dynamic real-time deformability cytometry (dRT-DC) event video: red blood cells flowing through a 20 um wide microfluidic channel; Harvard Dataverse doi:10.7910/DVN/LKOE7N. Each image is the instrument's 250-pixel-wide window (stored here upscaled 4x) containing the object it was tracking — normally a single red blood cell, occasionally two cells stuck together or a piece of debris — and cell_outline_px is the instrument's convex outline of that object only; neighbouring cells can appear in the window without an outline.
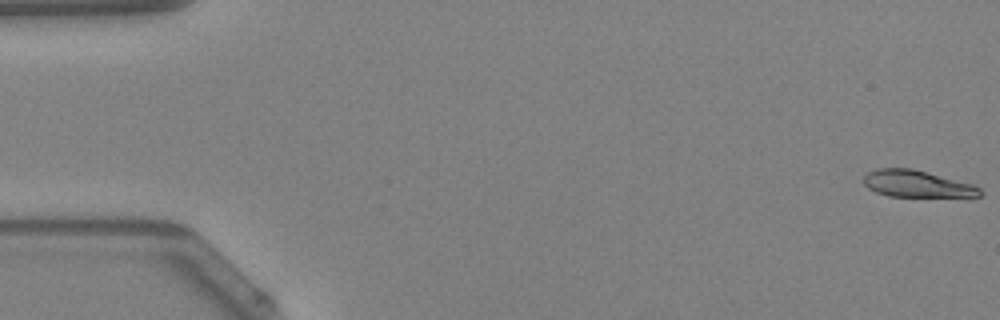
{"species": "Egyptian fruit bat (a non-hibernating species)", "species_latin": "Rousettus aegyptiacus", "temperature_condition": "warm", "stored_images_in_passage": 49, "camera_frame_rate_fps": 3000, "um_per_image_px": 0.085, "animal": {"sex": "female"}, "frame": {"image": 1, "passage_image": 1, "time_ms": 0.0, "image_size_px": [1000, 320], "cell_outline_px": [[980, 196], [888, 196], [876, 192], [868, 188], [864, 184], [864, 176], [868, 172], [876, 168], [912, 168], [972, 184], [980, 188]], "centroid_in_image_um": [77.88, 15.61], "position_along_channel_um": 7.1, "area_um2": 17.86}}
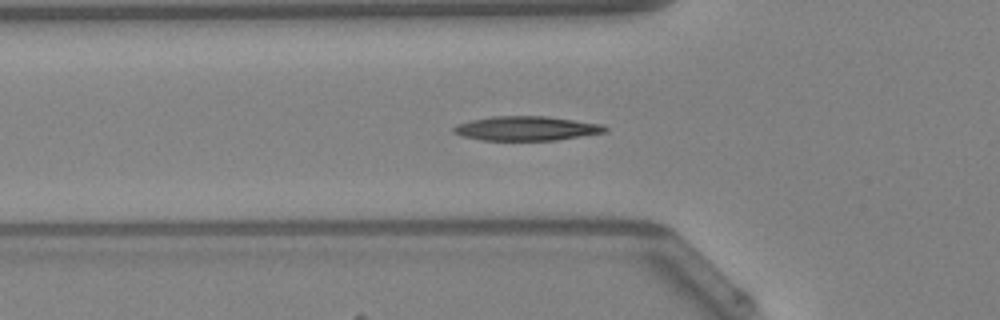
{"frame": {"image": 2, "passage_image": 17, "time_ms": 5.333, "image_size_px": [1000, 320], "cell_outline_px": [[608, 132], [556, 140], [480, 140], [464, 136], [452, 132], [452, 128], [456, 124], [472, 120], [492, 116], [548, 116], [604, 124], [608, 128]], "centroid_in_image_um": [44.78, 10.91], "position_along_channel_um": 81.0, "area_um2": 21.62}}